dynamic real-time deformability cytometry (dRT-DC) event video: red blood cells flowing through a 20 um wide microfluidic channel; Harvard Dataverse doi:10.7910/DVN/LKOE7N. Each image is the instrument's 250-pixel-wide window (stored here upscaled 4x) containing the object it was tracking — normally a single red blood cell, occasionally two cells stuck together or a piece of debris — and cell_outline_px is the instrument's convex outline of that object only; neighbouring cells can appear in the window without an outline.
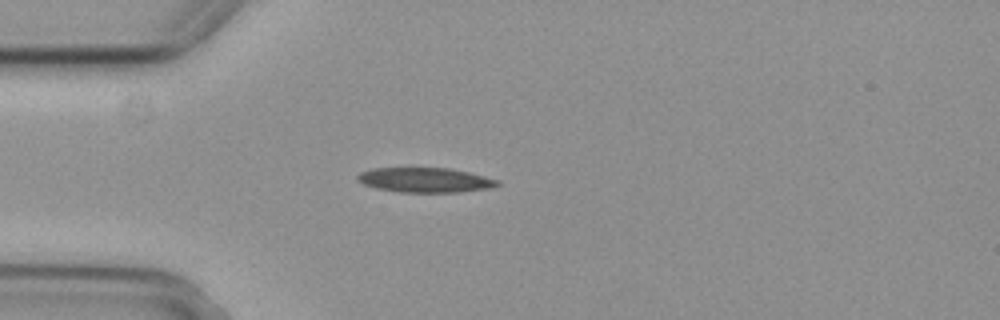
{"species": "common noctule bat (a hibernating species)", "species_latin": "Nyctalus noctula", "temperature_condition": "cold", "stored_images_in_passage": 1, "camera_frame_rate_fps": 3000, "um_per_image_px": 0.085, "animal": {"sex": "female", "body_mass_g": 29.2, "forearm_length_mm": 56.3}, "frame": {"image": 1, "passage_image": 1, "time_ms": 0.0, "image_size_px": [1000, 320], "cell_outline_px": [[500, 184], [492, 188], [460, 192], [400, 192], [376, 188], [364, 184], [356, 180], [356, 176], [360, 172], [372, 168], [448, 168], [468, 172], [500, 180]], "centroid_in_image_um": [36.14, 15.3], "position_along_channel_um": 48.9, "area_um2": 20.23}}